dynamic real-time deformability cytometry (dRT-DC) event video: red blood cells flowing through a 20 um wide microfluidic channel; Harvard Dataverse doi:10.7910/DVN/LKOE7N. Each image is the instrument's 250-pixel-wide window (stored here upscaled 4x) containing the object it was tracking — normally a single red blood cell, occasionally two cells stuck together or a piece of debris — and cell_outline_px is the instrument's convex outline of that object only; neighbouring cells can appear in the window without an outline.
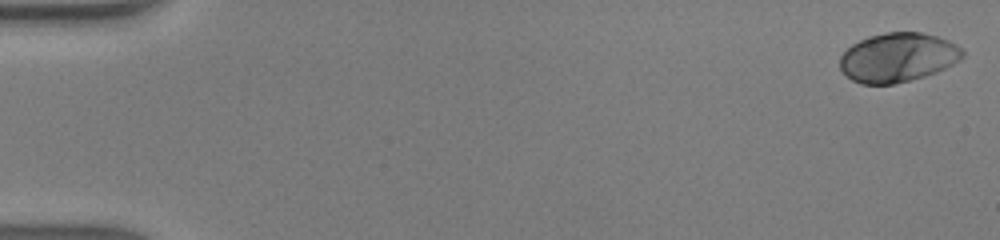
{"species": "human", "species_latin": "Homo sapiens", "temperature_condition": "warm", "stored_images_in_passage": 48, "camera_frame_rate_fps": 3000, "um_per_image_px": 0.085, "donor": {"sex": "male"}, "frame": {"image": 1, "passage_image": 1, "time_ms": 0.0, "image_size_px": [1000, 240], "cell_outline_px": [[964, 56], [960, 60], [936, 72], [924, 76], [892, 84], [860, 84], [852, 80], [840, 68], [840, 56], [852, 44], [868, 36], [884, 32], [920, 32], [936, 36], [948, 40], [956, 44], [964, 52]], "centroid_in_image_um": [76.31, 4.87], "position_along_channel_um": 8.7, "area_um2": 34.97}}
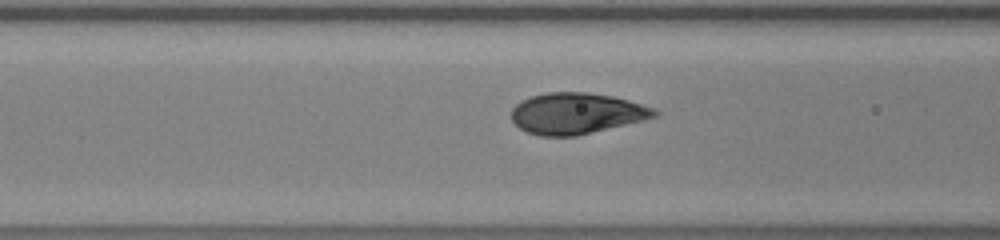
{"frame": {"image": 2, "passage_image": 20, "time_ms": 6.333, "image_size_px": [1000, 240], "cell_outline_px": [[660, 112], [656, 116], [644, 120], [576, 136], [540, 136], [528, 132], [520, 128], [512, 120], [512, 108], [520, 100], [532, 96], [548, 92], [588, 92], [612, 96], [628, 100], [656, 108]], "centroid_in_image_um": [49.01, 9.63], "position_along_channel_um": 117.6, "area_um2": 34.28}}
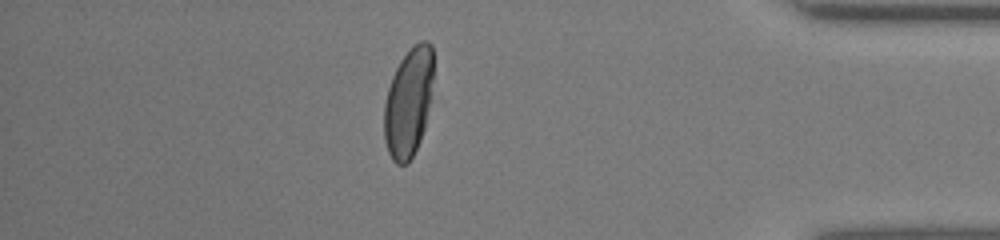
{"frame": {"image": 3, "passage_image": 42, "time_ms": 13.667, "image_size_px": [1000, 240], "cell_outline_px": [[432, 96], [424, 128], [420, 140], [408, 164], [396, 164], [392, 160], [388, 152], [384, 140], [384, 104], [388, 88], [392, 76], [400, 60], [420, 40], [428, 40], [432, 44]], "centroid_in_image_um": [34.72, 8.72], "position_along_channel_um": 400.5, "area_um2": 31.33}, "authors_computed_cell_mechanics": {"area_um2": 34.8823, "velocity_mm_per_s": 4.3179, "shape_relaxation_time_tau1_ms": 2.4414, "shape_relaxation_time_tau2_ms": null, "deformation_change_tau1": 0.1858, "deformation_change_tau2": null}}